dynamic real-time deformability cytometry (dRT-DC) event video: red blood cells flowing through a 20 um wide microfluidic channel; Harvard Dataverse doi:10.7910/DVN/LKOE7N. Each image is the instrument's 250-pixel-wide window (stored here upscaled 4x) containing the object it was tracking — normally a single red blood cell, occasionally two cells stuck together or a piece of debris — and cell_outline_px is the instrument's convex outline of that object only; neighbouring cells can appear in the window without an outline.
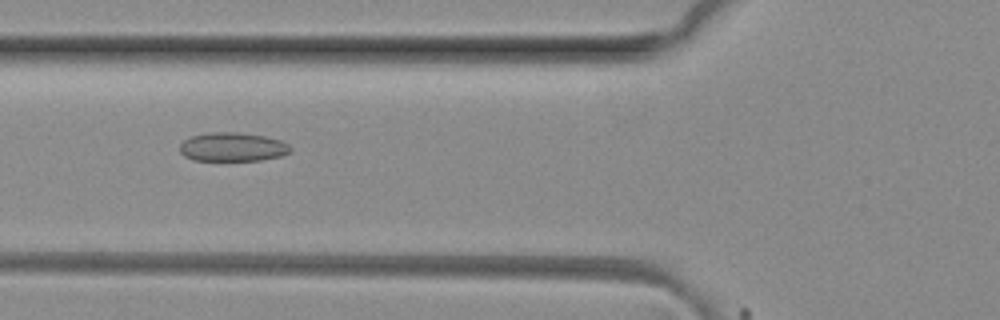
{"species": "common noctule bat (a hibernating species)", "species_latin": "Nyctalus noctula", "temperature_condition": "room temperature", "stored_images_in_passage": 6, "camera_frame_rate_fps": 3000, "um_per_image_px": 0.085, "animal": {"sex": "female", "body_mass_g": 29.2, "forearm_length_mm": 56.3}, "frame": {"image": 1, "passage_image": 3, "time_ms": 0.667, "image_size_px": [1000, 320], "cell_outline_px": [[292, 148], [288, 152], [280, 156], [260, 160], [192, 160], [184, 156], [180, 152], [180, 144], [184, 140], [192, 136], [208, 132], [236, 132], [264, 136], [280, 140], [288, 144]], "centroid_in_image_um": [19.74, 12.49], "position_along_channel_um": 106.1, "area_um2": 18.5}}
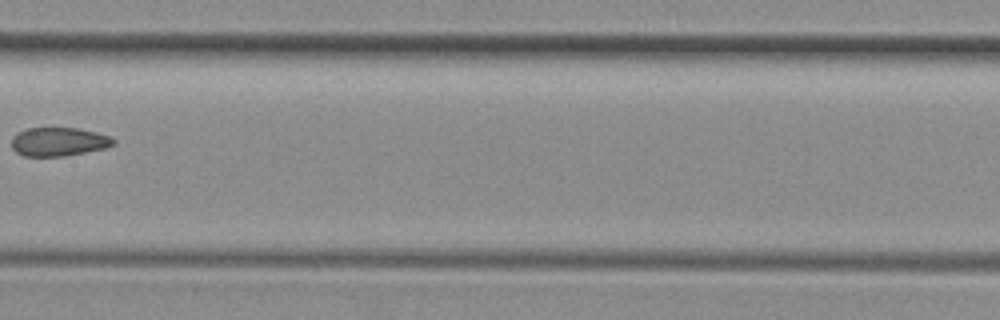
{"frame": {"image": 2, "passage_image": 5, "time_ms": 1.333, "image_size_px": [1000, 320], "cell_outline_px": [[116, 144], [104, 148], [64, 156], [24, 156], [16, 152], [12, 148], [12, 136], [28, 128], [76, 128], [96, 132], [112, 136], [116, 140]], "centroid_in_image_um": [5.01, 12.04], "position_along_channel_um": 202.4, "area_um2": 16.99}}
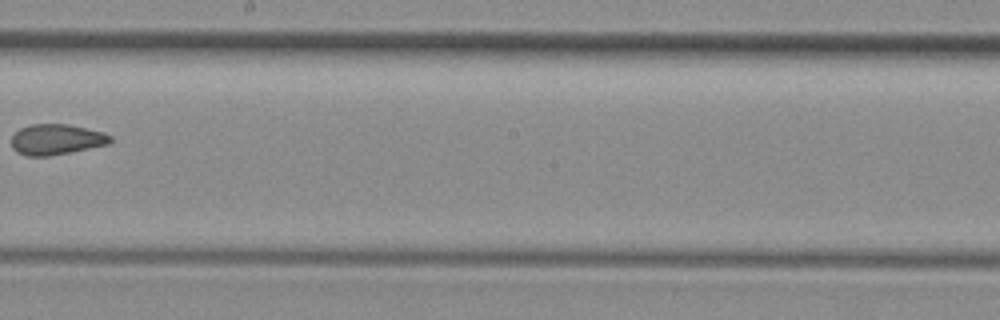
{"frame": {"image": 3, "passage_image": 6, "time_ms": 1.667, "image_size_px": [1000, 320], "cell_outline_px": [[112, 140], [108, 144], [48, 156], [28, 156], [16, 152], [12, 148], [12, 136], [20, 128], [32, 124], [68, 124], [104, 132], [112, 136]], "centroid_in_image_um": [4.78, 11.84], "position_along_channel_um": 243.4, "area_um2": 17.51}}